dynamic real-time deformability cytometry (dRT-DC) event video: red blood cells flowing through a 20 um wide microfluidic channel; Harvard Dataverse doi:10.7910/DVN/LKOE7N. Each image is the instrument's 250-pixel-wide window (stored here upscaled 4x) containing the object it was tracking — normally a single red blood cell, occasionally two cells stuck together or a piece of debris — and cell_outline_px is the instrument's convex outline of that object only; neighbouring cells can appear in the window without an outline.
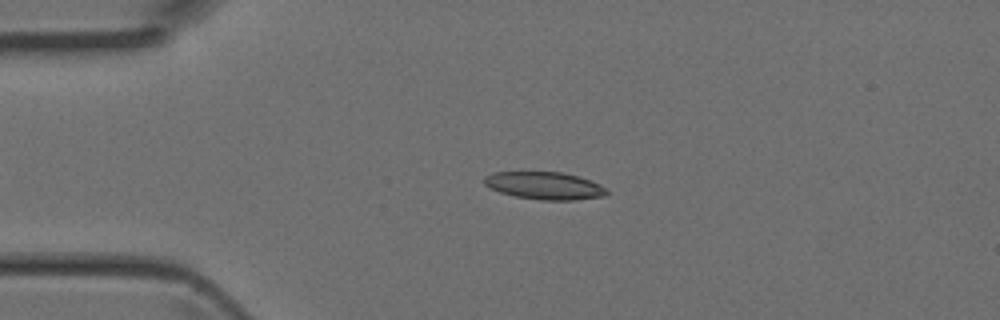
{"species": "Egyptian fruit bat (a non-hibernating species)", "species_latin": "Rousettus aegyptiacus", "temperature_condition": "room temperature", "stored_images_in_passage": 37, "camera_frame_rate_fps": 3000, "um_per_image_px": 0.085, "animal": {"sex": "female"}, "frame": {"image": 1, "passage_image": 7, "time_ms": 2.0, "image_size_px": [1000, 320], "cell_outline_px": [[608, 192], [604, 196], [576, 200], [540, 200], [516, 196], [500, 192], [484, 184], [484, 176], [492, 172], [560, 172], [580, 176], [600, 184], [608, 188]], "centroid_in_image_um": [46.32, 15.78], "position_along_channel_um": 38.7, "area_um2": 19.71}}
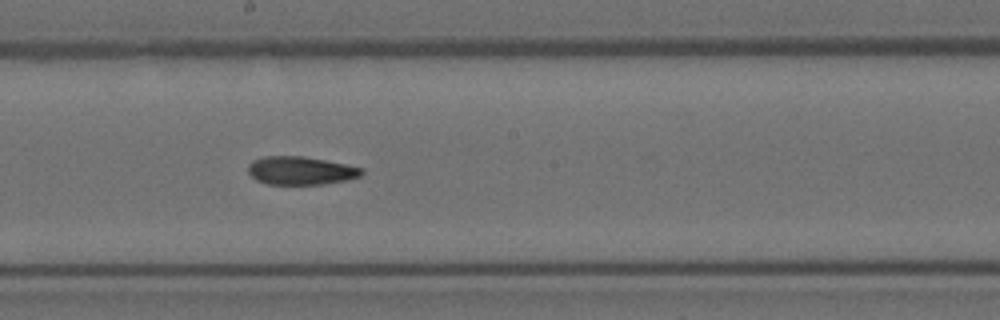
{"frame": {"image": 2, "passage_image": 21, "time_ms": 6.667, "image_size_px": [1000, 320], "cell_outline_px": [[364, 172], [360, 176], [348, 180], [324, 184], [268, 184], [256, 180], [248, 172], [248, 164], [252, 160], [264, 156], [304, 156], [364, 168]], "centroid_in_image_um": [25.55, 14.5], "position_along_channel_um": 222.6, "area_um2": 18.73}}
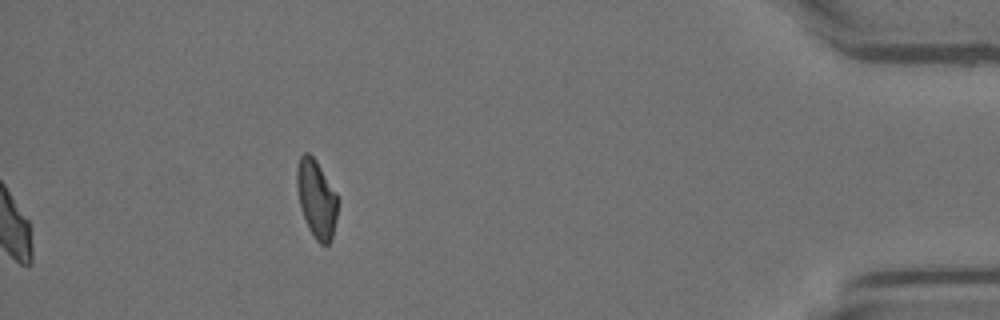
{"frame": {"image": 3, "passage_image": 37, "time_ms": 12.0, "image_size_px": [1000, 320], "cell_outline_px": [[340, 200], [332, 240], [328, 244], [320, 244], [316, 240], [308, 228], [300, 208], [296, 184], [296, 168], [300, 156], [304, 152], [308, 152], [316, 160], [336, 192]], "centroid_in_image_um": [26.91, 16.9], "position_along_channel_um": 408.3, "area_um2": 18.96}}